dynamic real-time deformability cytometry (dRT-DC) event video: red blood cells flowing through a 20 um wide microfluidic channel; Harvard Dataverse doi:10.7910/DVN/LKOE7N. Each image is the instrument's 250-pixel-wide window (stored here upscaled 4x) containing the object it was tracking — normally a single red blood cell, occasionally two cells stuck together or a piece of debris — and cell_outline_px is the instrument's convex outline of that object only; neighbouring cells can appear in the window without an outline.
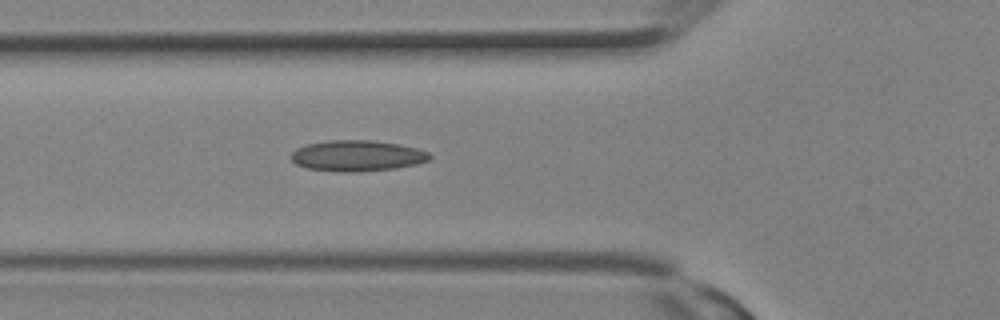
{"species": "Egyptian fruit bat (a non-hibernating species)", "species_latin": "Rousettus aegyptiacus", "temperature_condition": "room temperature", "stored_images_in_passage": 18, "camera_frame_rate_fps": 3000, "um_per_image_px": 0.085, "animal": {"sex": "female"}, "frame": {"image": 1, "passage_image": 11, "time_ms": 3.333, "image_size_px": [1000, 320], "cell_outline_px": [[432, 156], [428, 160], [416, 164], [392, 168], [360, 172], [344, 172], [308, 168], [296, 164], [288, 156], [296, 148], [308, 144], [328, 140], [372, 140], [396, 144], [416, 148], [428, 152]], "centroid_in_image_um": [30.32, 13.23], "position_along_channel_um": 95.5, "area_um2": 24.8}}
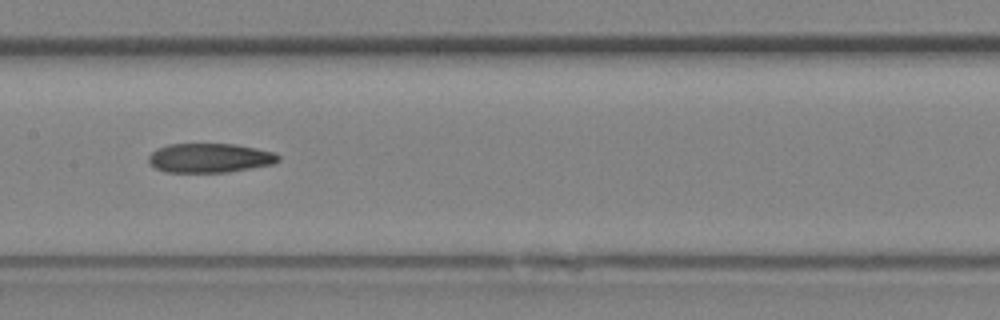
{"frame": {"image": 2, "passage_image": 15, "time_ms": 4.667, "image_size_px": [1000, 320], "cell_outline_px": [[280, 160], [272, 164], [252, 168], [228, 172], [164, 172], [148, 164], [148, 156], [156, 148], [168, 144], [236, 144], [276, 152], [280, 156]], "centroid_in_image_um": [17.82, 13.42], "position_along_channel_um": 189.6, "area_um2": 22.37}}
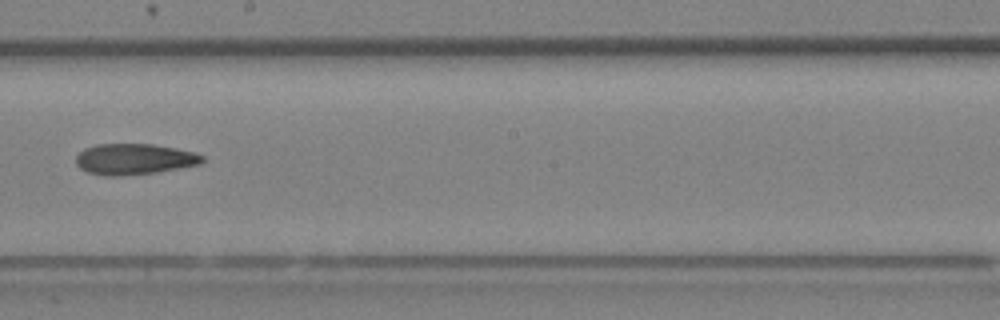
{"frame": {"image": 3, "passage_image": 17, "time_ms": 5.333, "image_size_px": [1000, 320], "cell_outline_px": [[204, 160], [200, 164], [156, 172], [116, 176], [104, 176], [88, 172], [80, 168], [76, 164], [76, 156], [84, 148], [96, 144], [152, 144], [176, 148], [192, 152], [204, 156]], "centroid_in_image_um": [11.38, 13.52], "position_along_channel_um": 236.8, "area_um2": 22.66}}